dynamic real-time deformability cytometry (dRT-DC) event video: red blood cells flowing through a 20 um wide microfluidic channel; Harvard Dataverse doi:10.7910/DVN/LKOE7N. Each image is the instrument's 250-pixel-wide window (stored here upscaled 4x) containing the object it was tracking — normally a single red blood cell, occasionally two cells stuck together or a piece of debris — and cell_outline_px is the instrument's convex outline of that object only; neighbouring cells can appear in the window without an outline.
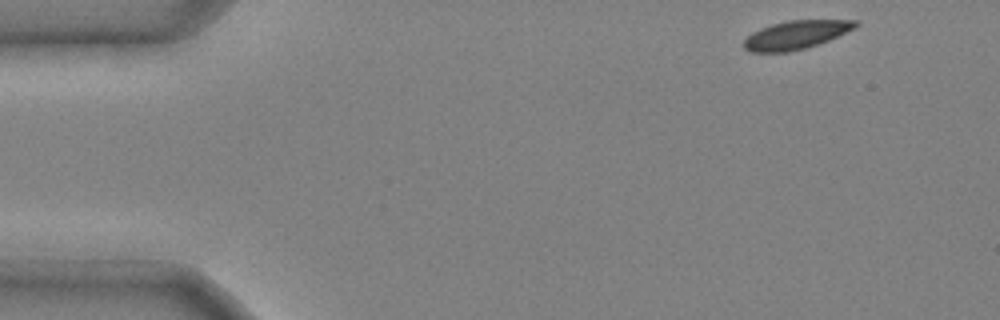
{"species": "common noctule bat (a hibernating species)", "species_latin": "Nyctalus noctula", "temperature_condition": "cold", "stored_images_in_passage": 40, "camera_frame_rate_fps": 3000, "um_per_image_px": 0.085, "animal": {"sex": "male", "body_mass_g": 20.4}, "frame": {"image": 1, "passage_image": 1, "time_ms": 0.0, "image_size_px": [1000, 320], "cell_outline_px": [[860, 24], [856, 28], [828, 40], [804, 48], [788, 52], [752, 52], [744, 48], [744, 40], [752, 32], [760, 28], [772, 24], [788, 20], [860, 20]], "centroid_in_image_um": [67.68, 2.95], "position_along_channel_um": 17.3, "area_um2": 18.44}}
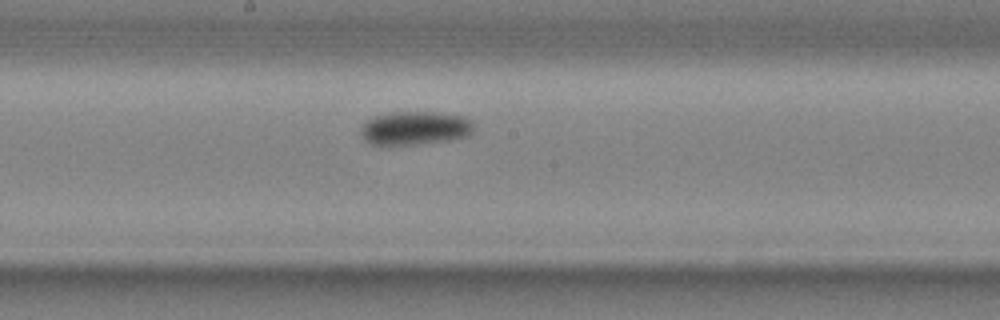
{"frame": {"image": 2, "passage_image": 23, "time_ms": 7.333, "image_size_px": [1000, 320], "cell_outline_px": [[472, 132], [468, 136], [452, 140], [424, 144], [388, 148], [372, 144], [364, 140], [360, 132], [360, 128], [368, 120], [376, 116], [388, 112], [436, 112], [464, 116], [472, 120]], "centroid_in_image_um": [35.24, 10.93], "position_along_channel_um": 213.0, "area_um2": 22.95}}
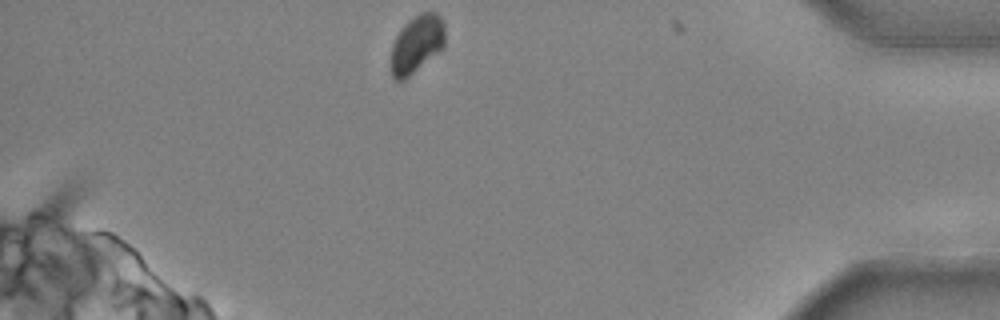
{"frame": {"image": 3, "passage_image": 40, "time_ms": 13.0, "image_size_px": [1000, 320], "cell_outline_px": [[444, 48], [440, 52], [404, 80], [396, 80], [392, 76], [392, 44], [400, 28], [408, 20], [420, 12], [436, 12], [444, 20]], "centroid_in_image_um": [35.45, 3.72], "position_along_channel_um": 399.8, "area_um2": 18.32}, "authors_computed_cell_mechanics": {"area_um2": 21.097, "velocity_mm_per_s": 3.942, "shape_relaxation_time_tau1_ms": 3.308, "shape_relaxation_time_tau2_ms": null, "deformation_change_tau1": 0.1008, "deformation_change_tau2": null}}